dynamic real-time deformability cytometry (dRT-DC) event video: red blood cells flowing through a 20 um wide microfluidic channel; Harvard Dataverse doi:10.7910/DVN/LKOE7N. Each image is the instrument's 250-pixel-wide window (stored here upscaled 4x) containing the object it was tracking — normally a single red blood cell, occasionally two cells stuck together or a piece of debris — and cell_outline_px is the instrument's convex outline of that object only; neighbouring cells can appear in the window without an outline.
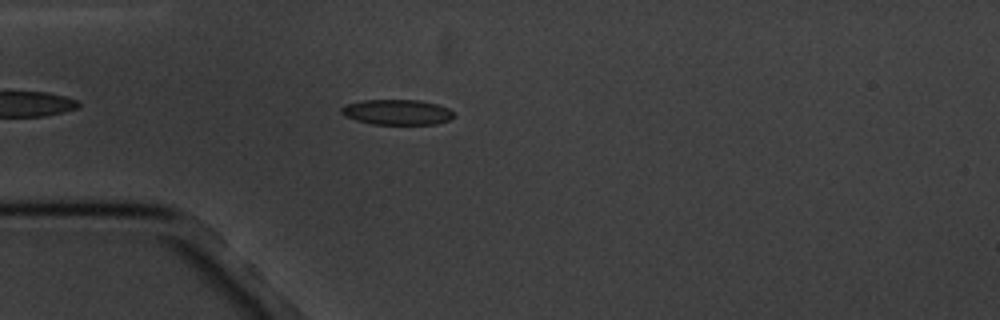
{"species": "common noctule bat (a hibernating species)", "species_latin": "Nyctalus noctula", "temperature_condition": "cold", "stored_images_in_passage": 5, "camera_frame_rate_fps": 3000, "um_per_image_px": 0.085, "animal": {"sex": "male", "body_mass_g": 20.1, "forearm_length_mm": 53.5}, "frame": {"image": 1, "passage_image": 5, "time_ms": 4.667, "image_size_px": [1000, 320], "cell_outline_px": [[456, 116], [448, 120], [436, 124], [372, 124], [356, 120], [344, 116], [340, 112], [340, 108], [344, 104], [364, 100], [420, 100], [436, 104], [448, 108]], "centroid_in_image_um": [33.72, 9.53], "position_along_channel_um": 51.3, "area_um2": 16.65}}